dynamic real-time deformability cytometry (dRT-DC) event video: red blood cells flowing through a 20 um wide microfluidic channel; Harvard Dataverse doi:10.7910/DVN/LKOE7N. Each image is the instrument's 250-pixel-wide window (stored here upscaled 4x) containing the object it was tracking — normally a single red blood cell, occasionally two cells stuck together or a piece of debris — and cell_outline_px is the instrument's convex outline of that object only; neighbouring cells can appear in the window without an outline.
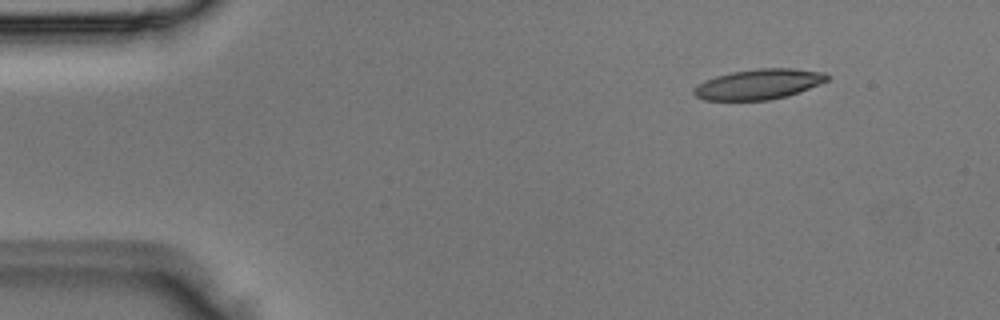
{"species": "Egyptian fruit bat (a non-hibernating species)", "species_latin": "Rousettus aegyptiacus", "temperature_condition": "room temperature", "stored_images_in_passage": 3, "camera_frame_rate_fps": 3000, "um_per_image_px": 0.085, "animal": {"sex": "male"}, "frame": {"image": 1, "passage_image": 1, "time_ms": 0.0, "image_size_px": [1000, 320], "cell_outline_px": [[828, 80], [820, 84], [788, 96], [768, 100], [704, 100], [696, 96], [692, 92], [692, 88], [704, 80], [716, 76], [732, 72], [756, 68], [792, 68], [824, 72], [828, 76]], "centroid_in_image_um": [64.47, 7.15], "position_along_channel_um": 20.5, "area_um2": 23.58}}
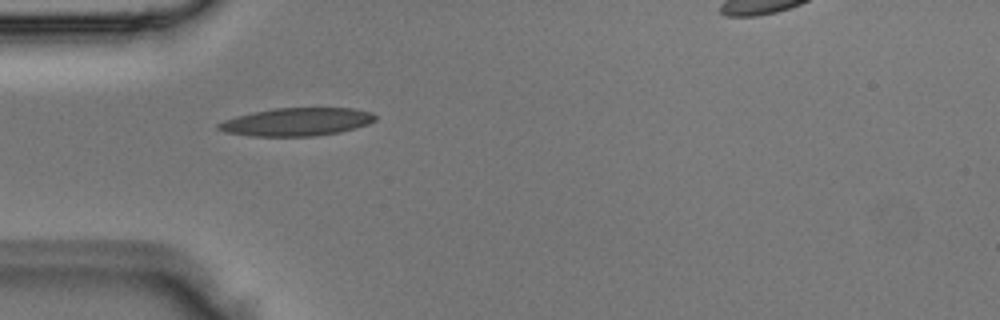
{"frame": {"image": 2, "passage_image": 3, "time_ms": 0.667, "image_size_px": [1000, 320], "cell_outline_px": [[376, 120], [368, 124], [340, 132], [316, 136], [252, 136], [224, 132], [216, 128], [216, 124], [224, 120], [236, 116], [252, 112], [276, 108], [352, 108], [372, 112], [376, 116]], "centroid_in_image_um": [25.21, 10.36], "position_along_channel_um": 59.8, "area_um2": 25.66}}